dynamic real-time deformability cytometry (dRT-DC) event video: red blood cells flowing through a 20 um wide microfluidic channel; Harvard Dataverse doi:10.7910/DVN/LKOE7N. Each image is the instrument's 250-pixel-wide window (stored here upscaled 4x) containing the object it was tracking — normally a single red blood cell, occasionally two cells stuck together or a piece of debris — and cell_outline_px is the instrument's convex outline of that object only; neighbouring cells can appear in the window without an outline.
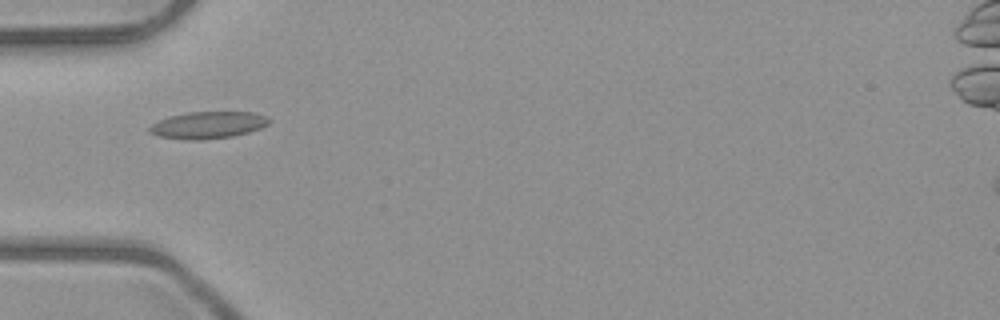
{"species": "common noctule bat (a hibernating species)", "species_latin": "Nyctalus noctula", "temperature_condition": "room temperature", "stored_images_in_passage": 8, "camera_frame_rate_fps": 3000, "um_per_image_px": 0.085, "animal": {"sex": "male", "body_mass_g": 23.1, "forearm_length_mm": 52.7}, "frame": {"image": 1, "passage_image": 4, "time_ms": 4.667, "image_size_px": [1000, 320], "cell_outline_px": [[272, 120], [268, 124], [260, 128], [248, 132], [232, 136], [200, 140], [188, 140], [160, 136], [148, 132], [148, 128], [152, 124], [168, 116], [188, 112], [256, 112], [268, 116]], "centroid_in_image_um": [17.71, 10.62], "position_along_channel_um": 67.3, "area_um2": 18.84}}
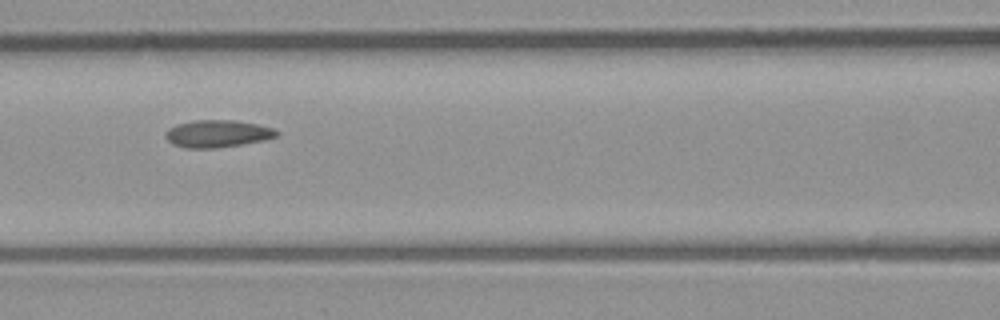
{"frame": {"image": 2, "passage_image": 6, "time_ms": 6.667, "image_size_px": [1000, 320], "cell_outline_px": [[280, 132], [276, 136], [264, 140], [216, 148], [184, 148], [172, 144], [164, 136], [164, 132], [168, 128], [176, 124], [196, 120], [236, 120], [276, 128]], "centroid_in_image_um": [18.46, 11.36], "position_along_channel_um": 148.1, "area_um2": 17.8}}
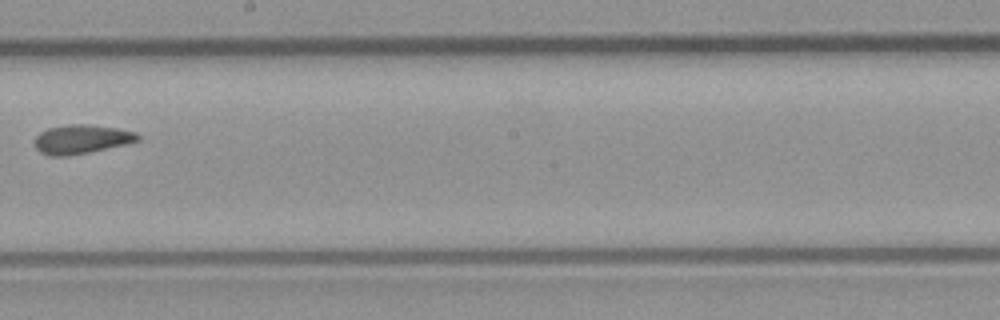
{"frame": {"image": 3, "passage_image": 8, "time_ms": 9.0, "image_size_px": [1000, 320], "cell_outline_px": [[140, 140], [124, 144], [88, 152], [68, 156], [52, 156], [40, 152], [36, 148], [32, 140], [40, 132], [48, 128], [68, 124], [88, 124], [116, 128], [136, 132], [140, 136]], "centroid_in_image_um": [6.88, 11.82], "position_along_channel_um": 241.3, "area_um2": 17.4}}